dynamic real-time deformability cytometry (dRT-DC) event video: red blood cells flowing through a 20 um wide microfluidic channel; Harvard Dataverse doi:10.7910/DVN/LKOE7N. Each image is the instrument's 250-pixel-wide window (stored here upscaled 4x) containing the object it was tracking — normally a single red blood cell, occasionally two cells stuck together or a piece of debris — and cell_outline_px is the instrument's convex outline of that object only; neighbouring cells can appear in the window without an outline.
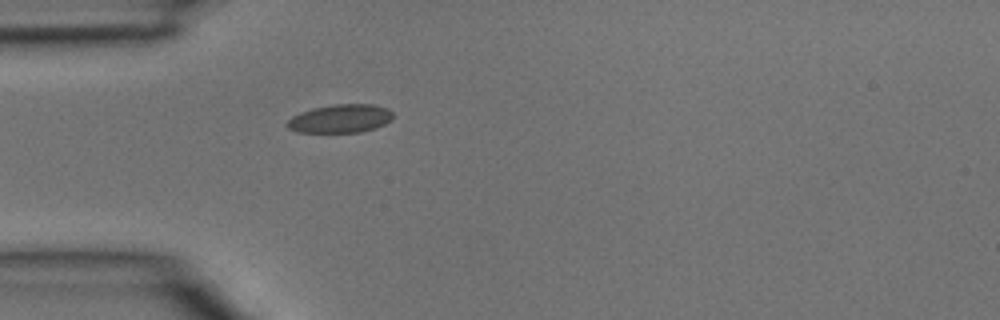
{"species": "common noctule bat (a hibernating species)", "species_latin": "Nyctalus noctula", "temperature_condition": "room temperature", "stored_images_in_passage": 1, "camera_frame_rate_fps": 3000, "um_per_image_px": 0.085, "animal": {"sex": "male", "body_mass_g": 15.6}, "frame": {"image": 1, "passage_image": 1, "time_ms": 0.0, "image_size_px": [1000, 320], "cell_outline_px": [[392, 120], [376, 128], [360, 132], [296, 132], [288, 128], [284, 124], [292, 116], [300, 112], [312, 108], [332, 104], [372, 104], [388, 108], [392, 112]], "centroid_in_image_um": [28.91, 10.08], "position_along_channel_um": 56.1, "area_um2": 17.69}}